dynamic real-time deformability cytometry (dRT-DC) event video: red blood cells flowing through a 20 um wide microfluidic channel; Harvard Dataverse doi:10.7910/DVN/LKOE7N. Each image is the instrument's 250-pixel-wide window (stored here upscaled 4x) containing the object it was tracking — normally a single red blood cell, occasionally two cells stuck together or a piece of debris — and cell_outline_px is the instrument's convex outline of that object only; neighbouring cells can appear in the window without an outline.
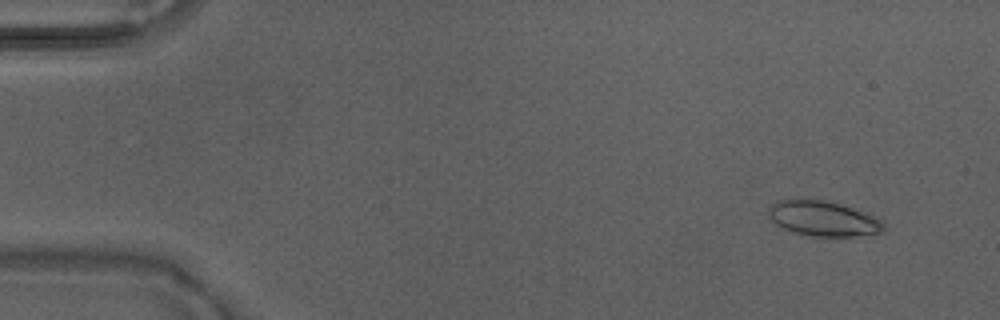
{"species": "Egyptian fruit bat (a non-hibernating species)", "species_latin": "Rousettus aegyptiacus", "temperature_condition": "warm", "stored_images_in_passage": 49, "camera_frame_rate_fps": 3000, "um_per_image_px": 0.085, "animal": {"sex": "male"}, "frame": {"image": 1, "passage_image": 4, "time_ms": 1.0, "image_size_px": [1000, 320], "cell_outline_px": [[884, 232], [852, 236], [812, 236], [796, 232], [784, 228], [776, 224], [768, 216], [768, 212], [772, 204], [780, 200], [828, 200], [852, 208], [872, 216], [880, 220], [884, 224]], "centroid_in_image_um": [69.97, 18.58], "position_along_channel_um": 15.0, "area_um2": 23.0}}
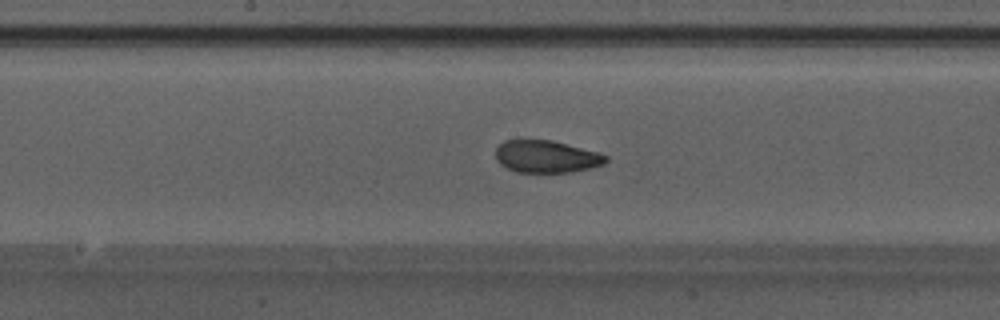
{"frame": {"image": 2, "passage_image": 26, "time_ms": 8.333, "image_size_px": [1000, 320], "cell_outline_px": [[608, 160], [604, 164], [572, 172], [516, 172], [500, 164], [496, 160], [496, 148], [504, 140], [552, 140], [600, 152], [608, 156]], "centroid_in_image_um": [46.46, 13.3], "position_along_channel_um": 201.7, "area_um2": 20.81}}
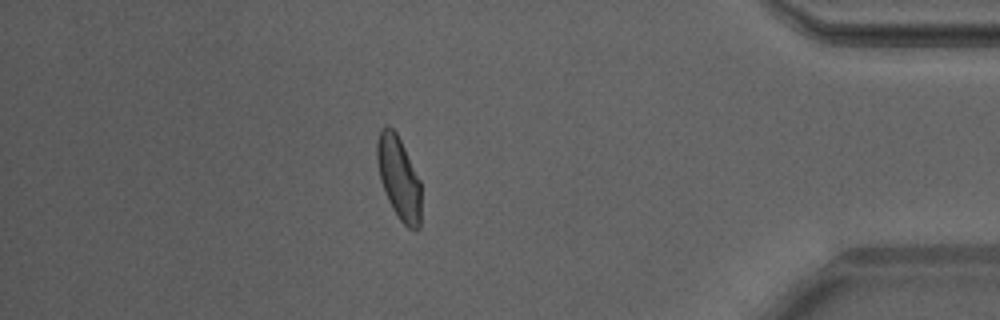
{"frame": {"image": 3, "passage_image": 43, "time_ms": 14.0, "image_size_px": [1000, 320], "cell_outline_px": [[420, 228], [416, 232], [408, 228], [396, 216], [388, 200], [380, 180], [376, 160], [376, 140], [380, 128], [388, 124], [396, 132], [420, 180]], "centroid_in_image_um": [33.87, 15.12], "position_along_channel_um": 401.3, "area_um2": 21.5}, "authors_computed_cell_mechanics": {"area_um2": 21.5594, "velocity_mm_per_s": 4.2109, "shape_relaxation_time_tau1_ms": 5.8435, "shape_relaxation_time_tau2_ms": 1.3083, "deformation_change_tau1": 0.1563, "deformation_change_tau2": 0.0747}}